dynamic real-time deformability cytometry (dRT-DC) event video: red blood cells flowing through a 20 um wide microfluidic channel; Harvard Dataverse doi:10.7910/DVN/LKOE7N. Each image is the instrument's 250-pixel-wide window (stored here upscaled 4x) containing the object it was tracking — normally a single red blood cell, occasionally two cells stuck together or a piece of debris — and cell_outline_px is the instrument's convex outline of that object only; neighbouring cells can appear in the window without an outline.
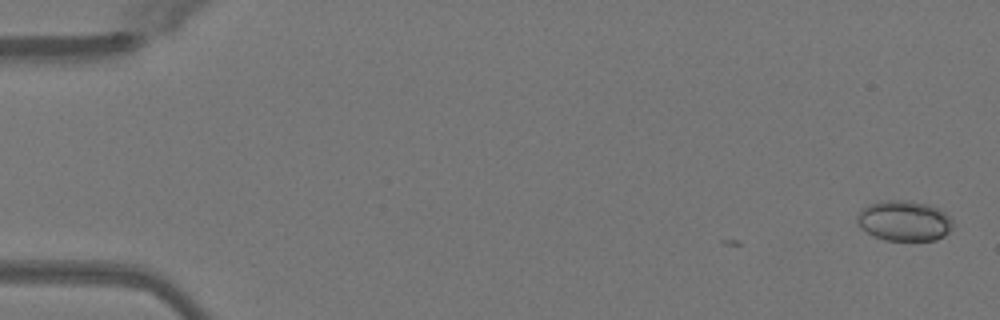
{"species": "Egyptian fruit bat (a non-hibernating species)", "species_latin": "Rousettus aegyptiacus", "temperature_condition": "warm", "stored_images_in_passage": 4, "camera_frame_rate_fps": 3000, "um_per_image_px": 0.085, "animal": {"sex": "female"}, "frame": {"image": 1, "passage_image": 1, "time_ms": 0.0, "image_size_px": [1000, 320], "cell_outline_px": [[952, 228], [944, 236], [936, 240], [884, 240], [872, 236], [860, 228], [856, 220], [856, 216], [864, 208], [872, 204], [888, 200], [908, 200], [928, 204], [940, 208], [952, 220]], "centroid_in_image_um": [76.86, 18.78], "position_along_channel_um": 8.1, "area_um2": 22.54}}